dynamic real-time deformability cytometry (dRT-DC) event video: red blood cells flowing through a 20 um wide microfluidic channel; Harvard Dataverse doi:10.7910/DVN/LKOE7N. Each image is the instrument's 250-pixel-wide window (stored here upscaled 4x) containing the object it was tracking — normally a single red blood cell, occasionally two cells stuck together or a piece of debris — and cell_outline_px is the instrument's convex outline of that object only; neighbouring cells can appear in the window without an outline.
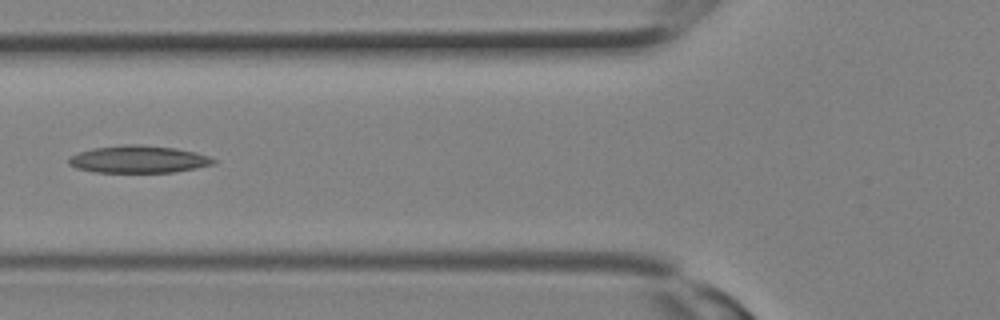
{"species": "Egyptian fruit bat (a non-hibernating species)", "species_latin": "Rousettus aegyptiacus", "temperature_condition": "room temperature", "stored_images_in_passage": 11, "camera_frame_rate_fps": 3000, "um_per_image_px": 0.085, "animal": {"sex": "female"}, "frame": {"image": 1, "passage_image": 10, "time_ms": 3.0, "image_size_px": [1000, 320], "cell_outline_px": [[216, 164], [196, 168], [172, 172], [92, 172], [76, 168], [68, 164], [68, 160], [72, 156], [80, 152], [92, 148], [120, 144], [136, 144], [176, 148], [196, 152], [208, 156], [216, 160]], "centroid_in_image_um": [11.77, 13.53], "position_along_channel_um": 114.0, "area_um2": 23.12}}